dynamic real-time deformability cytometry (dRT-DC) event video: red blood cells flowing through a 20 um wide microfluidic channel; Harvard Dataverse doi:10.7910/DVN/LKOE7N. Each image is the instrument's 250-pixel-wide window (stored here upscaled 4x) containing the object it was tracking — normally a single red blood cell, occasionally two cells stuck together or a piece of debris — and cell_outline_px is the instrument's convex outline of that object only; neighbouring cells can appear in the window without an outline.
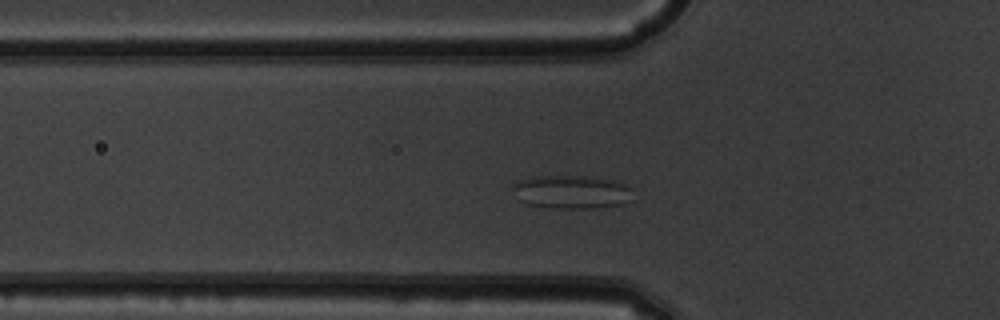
{"species": "common noctule bat (a hibernating species)", "species_latin": "Nyctalus noctula", "temperature_condition": "warm", "stored_images_in_passage": 22, "camera_frame_rate_fps": 3000, "um_per_image_px": 0.085, "animal": {"sex": "male", "body_mass_g": 19.5, "forearm_length_mm": 54.6}, "frame": {"image": 1, "passage_image": 9, "time_ms": 2.667, "image_size_px": [1000, 320], "cell_outline_px": [[632, 188], [628, 200], [624, 204], [588, 208], [552, 208], [528, 204], [520, 200], [512, 188], [512, 184], [516, 180], [536, 176], [596, 176], [616, 180], [628, 184]], "centroid_in_image_um": [48.59, 16.29], "position_along_channel_um": 77.2, "area_um2": 23.58}}
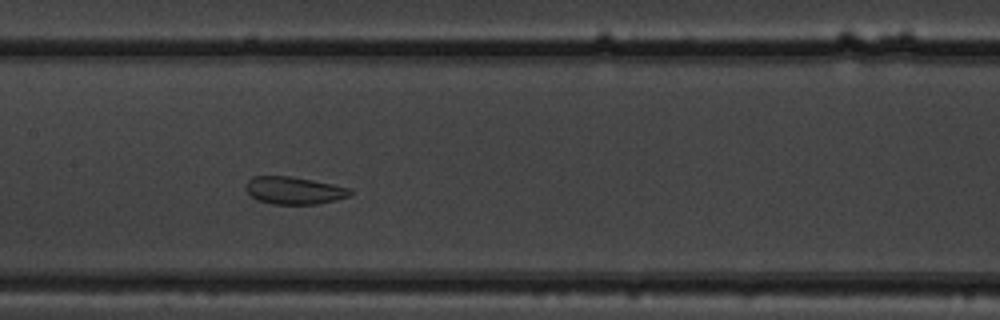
{"frame": {"image": 2, "passage_image": 17, "time_ms": 5.333, "image_size_px": [1000, 320], "cell_outline_px": [[352, 192], [348, 196], [316, 204], [272, 204], [256, 200], [244, 188], [248, 180], [252, 176], [292, 176], [352, 188]], "centroid_in_image_um": [24.95, 16.18], "position_along_channel_um": 182.4, "area_um2": 16.65}}
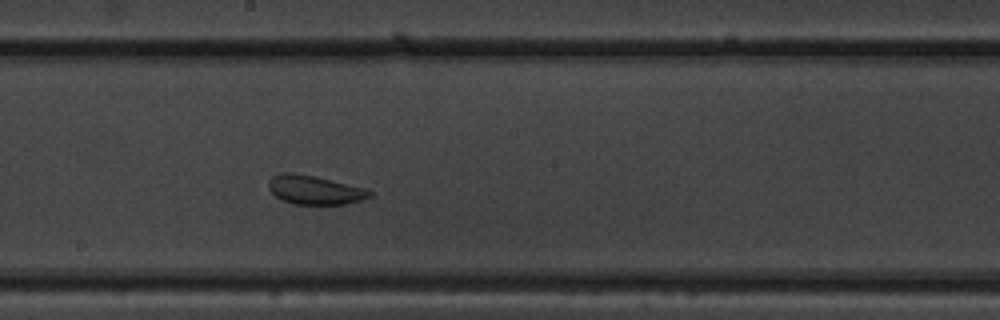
{"frame": {"image": 3, "passage_image": 20, "time_ms": 6.333, "image_size_px": [1000, 320], "cell_outline_px": [[372, 196], [348, 204], [292, 204], [280, 200], [268, 188], [268, 180], [272, 176], [280, 172], [292, 172], [312, 176], [364, 188], [372, 192]], "centroid_in_image_um": [26.69, 16.15], "position_along_channel_um": 221.5, "area_um2": 16.94}}